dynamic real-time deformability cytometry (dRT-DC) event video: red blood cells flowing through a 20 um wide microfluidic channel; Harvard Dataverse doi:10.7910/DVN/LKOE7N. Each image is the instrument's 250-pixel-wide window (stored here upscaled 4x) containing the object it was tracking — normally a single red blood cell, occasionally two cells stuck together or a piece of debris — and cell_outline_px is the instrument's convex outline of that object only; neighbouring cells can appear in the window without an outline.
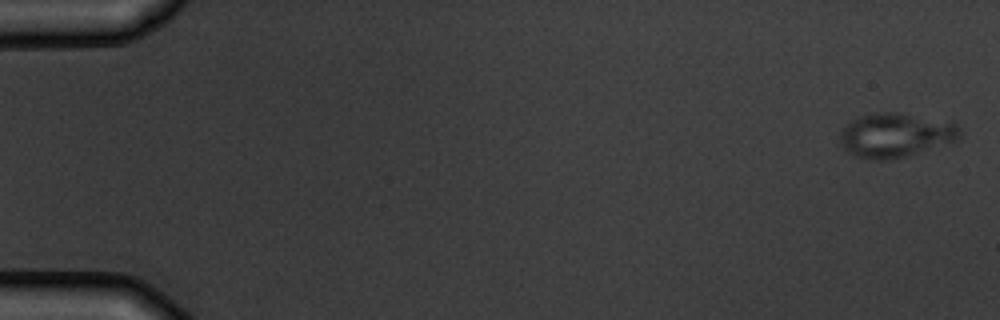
{"species": "common noctule bat (a hibernating species)", "species_latin": "Nyctalus noctula", "temperature_condition": "warm", "stored_images_in_passage": 6, "camera_frame_rate_fps": 3000, "um_per_image_px": 0.085, "animal": {"sex": "male", "body_mass_g": 19.5, "forearm_length_mm": 54.6}, "frame": {"image": 1, "passage_image": 1, "time_ms": 0.0, "image_size_px": [1000, 320], "cell_outline_px": [[960, 136], [956, 140], [908, 156], [880, 160], [872, 160], [856, 156], [848, 152], [844, 148], [840, 140], [840, 132], [856, 116], [876, 112], [896, 112], [956, 120], [960, 128]], "centroid_in_image_um": [76.17, 11.45], "position_along_channel_um": 8.8, "area_um2": 31.33}}